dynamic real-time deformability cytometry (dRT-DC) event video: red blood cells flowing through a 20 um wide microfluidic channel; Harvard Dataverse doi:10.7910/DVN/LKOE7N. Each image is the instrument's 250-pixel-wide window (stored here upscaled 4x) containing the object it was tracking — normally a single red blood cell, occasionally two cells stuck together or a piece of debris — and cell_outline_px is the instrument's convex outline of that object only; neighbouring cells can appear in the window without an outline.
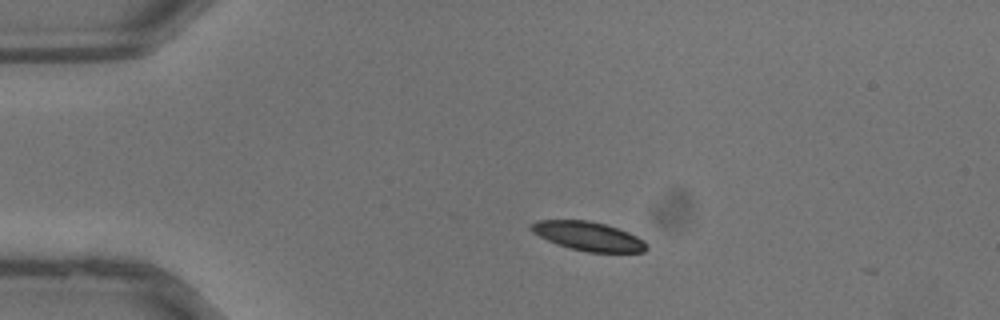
{"species": "common noctule bat (a hibernating species)", "species_latin": "Nyctalus noctula", "temperature_condition": "warm", "stored_images_in_passage": 5, "camera_frame_rate_fps": 3000, "um_per_image_px": 0.085, "animal": {"sex": "male", "body_mass_g": 13.3}, "frame": {"image": 1, "passage_image": 1, "time_ms": 0.0, "image_size_px": [1000, 320], "cell_outline_px": [[648, 248], [644, 252], [588, 252], [568, 248], [556, 244], [532, 232], [528, 228], [528, 224], [536, 220], [588, 220], [604, 224], [628, 232], [644, 240], [648, 244]], "centroid_in_image_um": [49.97, 20.07], "position_along_channel_um": 35.0, "area_um2": 19.59}}